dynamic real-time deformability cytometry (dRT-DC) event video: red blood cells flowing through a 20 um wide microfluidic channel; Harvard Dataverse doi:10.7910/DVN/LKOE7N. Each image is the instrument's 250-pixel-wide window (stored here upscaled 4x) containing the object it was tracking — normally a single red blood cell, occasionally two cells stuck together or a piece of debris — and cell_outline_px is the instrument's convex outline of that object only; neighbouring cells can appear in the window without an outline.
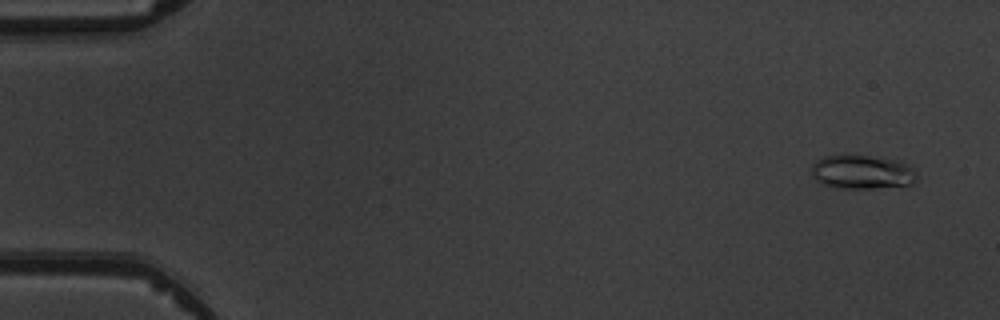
{"species": "common noctule bat (a hibernating species)", "species_latin": "Nyctalus noctula", "temperature_condition": "warm", "stored_images_in_passage": 7, "camera_frame_rate_fps": 3000, "um_per_image_px": 0.085, "animal": {"sex": "male", "body_mass_g": 19.5, "forearm_length_mm": 54.6}, "frame": {"image": 1, "passage_image": 1, "time_ms": 0.0, "image_size_px": [1000, 320], "cell_outline_px": [[916, 180], [912, 184], [872, 188], [836, 188], [820, 184], [812, 176], [812, 164], [816, 160], [824, 156], [844, 152], [852, 152], [892, 160], [908, 164], [916, 168]], "centroid_in_image_um": [73.22, 14.58], "position_along_channel_um": 11.8, "area_um2": 21.56}}
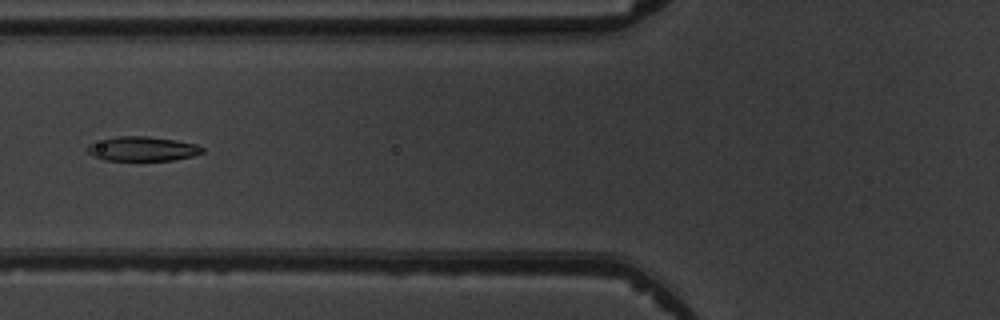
{"frame": {"image": 2, "passage_image": 6, "time_ms": 6.0, "image_size_px": [1000, 320], "cell_outline_px": [[204, 152], [192, 156], [172, 160], [104, 160], [92, 156], [88, 152], [88, 144], [116, 136], [148, 136], [176, 140], [196, 144], [204, 148]], "centroid_in_image_um": [12.12, 12.65], "position_along_channel_um": 113.7, "area_um2": 16.3}}
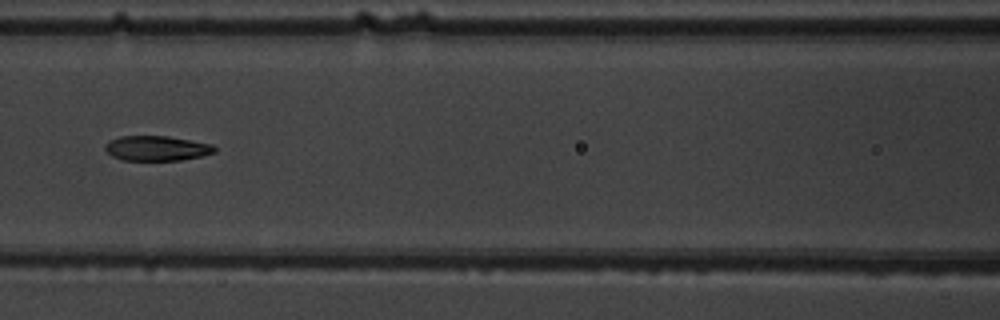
{"frame": {"image": 3, "passage_image": 7, "time_ms": 7.0, "image_size_px": [1000, 320], "cell_outline_px": [[216, 152], [204, 156], [180, 160], [124, 160], [112, 156], [104, 148], [104, 144], [108, 140], [120, 136], [168, 136], [192, 140], [212, 144], [216, 148]], "centroid_in_image_um": [13.33, 12.6], "position_along_channel_um": 153.3, "area_um2": 16.07}}